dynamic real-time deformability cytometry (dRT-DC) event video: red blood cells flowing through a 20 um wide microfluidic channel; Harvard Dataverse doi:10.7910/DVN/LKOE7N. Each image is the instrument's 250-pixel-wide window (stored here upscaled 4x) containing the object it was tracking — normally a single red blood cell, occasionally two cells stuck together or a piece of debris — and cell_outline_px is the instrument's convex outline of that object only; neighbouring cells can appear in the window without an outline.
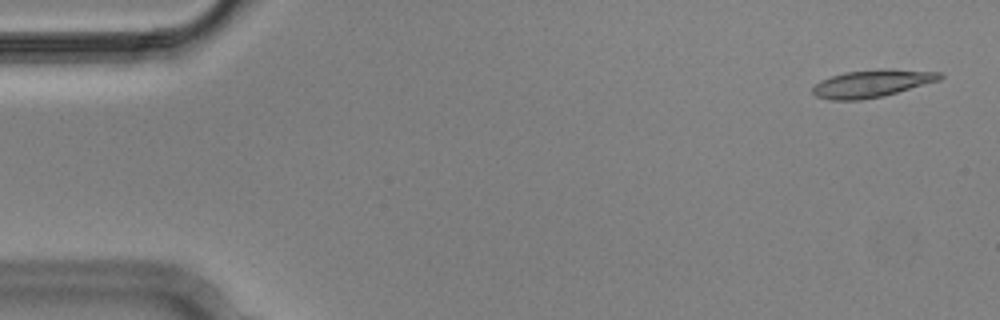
{"species": "Egyptian fruit bat (a non-hibernating species)", "species_latin": "Rousettus aegyptiacus", "temperature_condition": "cold", "stored_images_in_passage": 4, "camera_frame_rate_fps": 3000, "um_per_image_px": 0.085, "animal": {"sex": "male"}, "frame": {"image": 1, "passage_image": 1, "time_ms": 0.0, "image_size_px": [1000, 320], "cell_outline_px": [[944, 76], [940, 80], [884, 96], [860, 100], [832, 100], [816, 96], [812, 92], [812, 88], [820, 80], [844, 72], [884, 68], [892, 68], [940, 72]], "centroid_in_image_um": [74.14, 7.08], "position_along_channel_um": 10.9, "area_um2": 20.52}}